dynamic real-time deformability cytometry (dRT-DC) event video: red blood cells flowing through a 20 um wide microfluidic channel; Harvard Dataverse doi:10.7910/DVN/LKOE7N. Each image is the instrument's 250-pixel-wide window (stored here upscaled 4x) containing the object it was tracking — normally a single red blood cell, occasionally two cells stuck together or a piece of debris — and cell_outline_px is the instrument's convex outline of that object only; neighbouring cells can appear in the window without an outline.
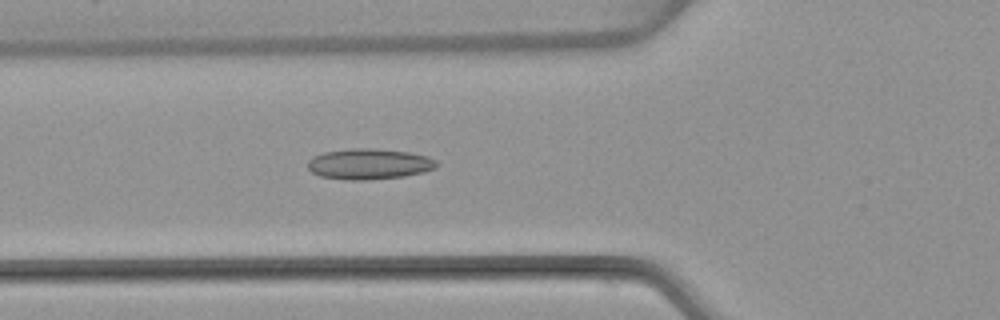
{"species": "common noctule bat (a hibernating species)", "species_latin": "Nyctalus noctula", "temperature_condition": "warm", "stored_images_in_passage": 49, "camera_frame_rate_fps": 3000, "um_per_image_px": 0.085, "animal": {"sex": "female", "body_mass_g": 22.7, "forearm_length_mm": 54.2}, "frame": {"image": 1, "passage_image": 16, "time_ms": 5.0, "image_size_px": [1000, 320], "cell_outline_px": [[440, 164], [436, 168], [424, 172], [404, 176], [364, 180], [348, 180], [320, 176], [312, 172], [308, 168], [308, 160], [312, 156], [324, 152], [352, 148], [372, 148], [408, 152], [428, 156], [436, 160]], "centroid_in_image_um": [31.39, 13.93], "position_along_channel_um": 94.4, "area_um2": 23.18}}
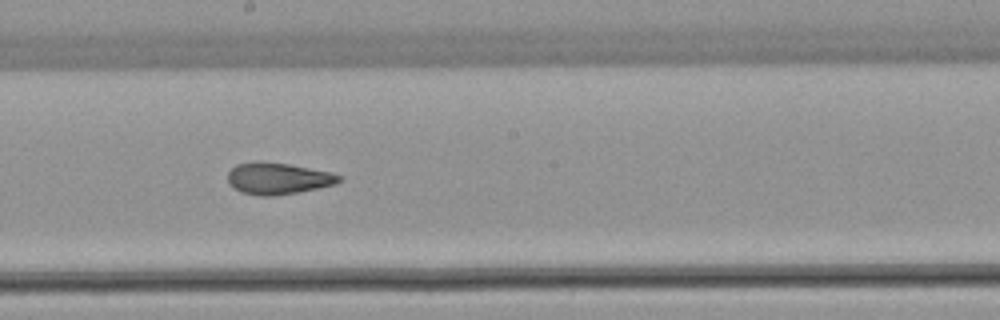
{"frame": {"image": 2, "passage_image": 26, "time_ms": 8.333, "image_size_px": [1000, 320], "cell_outline_px": [[340, 180], [336, 184], [296, 192], [272, 196], [260, 196], [240, 192], [232, 188], [228, 180], [228, 172], [236, 164], [256, 160], [288, 164], [332, 172], [340, 176]], "centroid_in_image_um": [23.57, 15.16], "position_along_channel_um": 224.6, "area_um2": 20.52}}
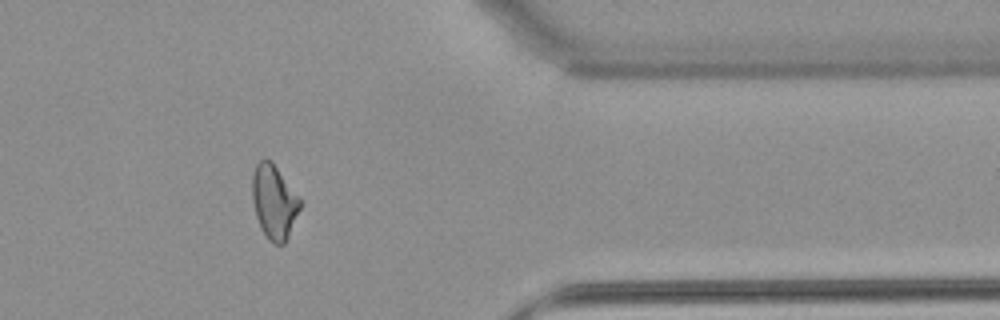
{"frame": {"image": 3, "passage_image": 40, "time_ms": 13.0, "image_size_px": [1000, 320], "cell_outline_px": [[300, 208], [288, 236], [284, 244], [276, 244], [268, 240], [260, 228], [256, 216], [252, 200], [252, 176], [256, 164], [260, 160], [272, 160], [300, 200]], "centroid_in_image_um": [23.26, 17.16], "position_along_channel_um": 388.1, "area_um2": 20.35}, "authors_computed_cell_mechanics": {"area_um2": 21.2126, "velocity_mm_per_s": 3.8942, "shape_relaxation_time_tau1_ms": null, "shape_relaxation_time_tau2_ms": 1.8431, "deformation_change_tau1": null, "deformation_change_tau2": 0.0922}}